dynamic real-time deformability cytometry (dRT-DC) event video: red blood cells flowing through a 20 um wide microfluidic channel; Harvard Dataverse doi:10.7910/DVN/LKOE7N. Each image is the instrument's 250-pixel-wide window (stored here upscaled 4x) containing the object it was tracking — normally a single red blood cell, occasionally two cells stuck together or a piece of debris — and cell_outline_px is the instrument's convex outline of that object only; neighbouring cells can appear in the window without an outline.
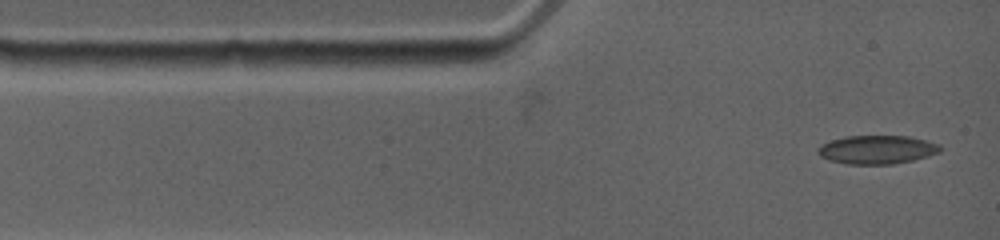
{"species": "common noctule bat (a hibernating species)", "species_latin": "Nyctalus noctula", "temperature_condition": "warm", "stored_images_in_passage": 36, "camera_frame_rate_fps": 4500, "um_per_image_px": 0.085, "animal": {"sex": "female", "body_mass_g": 19.0, "forearm_length_mm": 53.3}, "frame": {"image": 1, "passage_image": 1, "time_ms": 0.0, "image_size_px": [1000, 240], "cell_outline_px": [[944, 148], [940, 152], [928, 156], [912, 160], [892, 164], [844, 164], [828, 160], [820, 156], [816, 152], [816, 148], [820, 144], [844, 136], [908, 136], [940, 144]], "centroid_in_image_um": [74.51, 12.72], "position_along_channel_um": 10.5, "area_um2": 20.58}}
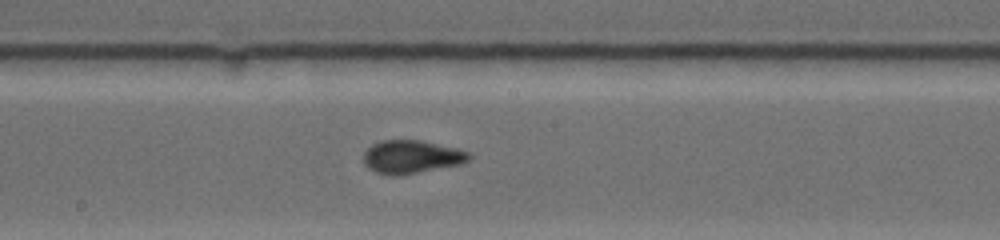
{"frame": {"image": 2, "passage_image": 15, "time_ms": 6.222, "image_size_px": [1000, 240], "cell_outline_px": [[472, 156], [468, 160], [460, 164], [400, 176], [392, 176], [376, 172], [368, 168], [364, 164], [364, 152], [372, 144], [384, 140], [420, 140], [456, 148], [468, 152]], "centroid_in_image_um": [34.95, 13.34], "position_along_channel_um": 213.2, "area_um2": 20.35}}
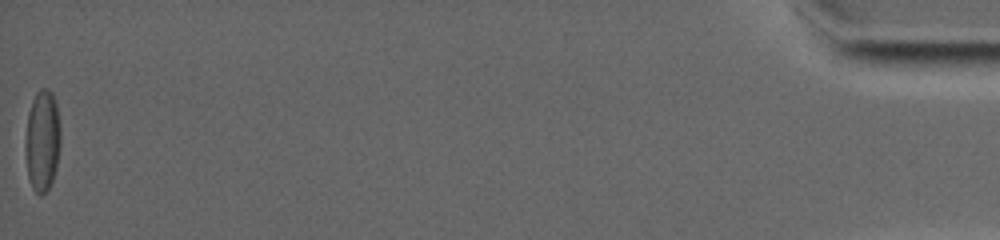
{"frame": {"image": 3, "passage_image": 36, "time_ms": 16.667, "image_size_px": [1000, 240], "cell_outline_px": [[60, 144], [56, 168], [52, 180], [44, 196], [40, 196], [32, 188], [28, 176], [24, 144], [28, 112], [32, 100], [36, 92], [40, 88], [48, 88], [52, 92], [56, 100], [60, 128]], "centroid_in_image_um": [3.59, 11.93], "position_along_channel_um": 431.6, "area_um2": 21.15}, "authors_computed_cell_mechanics": {"area_um2": 19.8832, "velocity_mm_per_s": 3.7715, "shape_relaxation_time_tau1_ms": 7.1916, "shape_relaxation_time_tau2_ms": 2.1182, "deformation_change_tau1": 0.1567, "deformation_change_tau2": 0.0551}}